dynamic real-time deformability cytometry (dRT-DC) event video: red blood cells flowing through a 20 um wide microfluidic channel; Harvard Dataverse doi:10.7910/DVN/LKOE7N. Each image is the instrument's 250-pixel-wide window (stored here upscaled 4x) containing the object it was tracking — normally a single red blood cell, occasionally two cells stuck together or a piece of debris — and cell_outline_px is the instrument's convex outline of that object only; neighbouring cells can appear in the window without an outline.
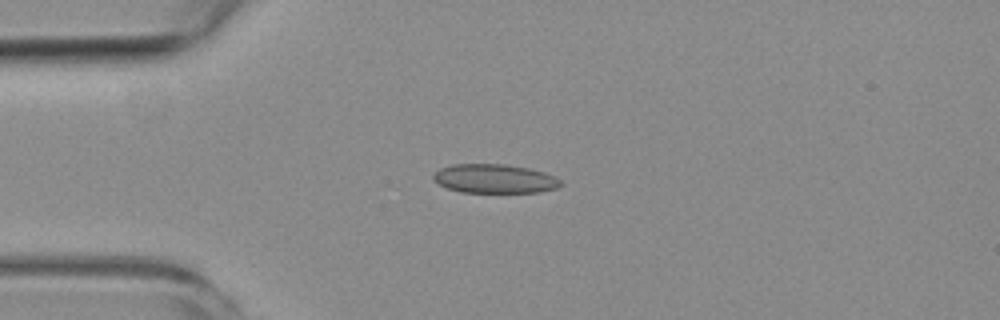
{"species": "common noctule bat (a hibernating species)", "species_latin": "Nyctalus noctula", "temperature_condition": "room temperature", "stored_images_in_passage": 8, "camera_frame_rate_fps": 3000, "um_per_image_px": 0.085, "animal": {"sex": "female", "body_mass_g": 19.3, "forearm_length_mm": 54.1}, "frame": {"image": 1, "passage_image": 3, "time_ms": 3.333, "image_size_px": [1000, 320], "cell_outline_px": [[564, 184], [556, 188], [540, 192], [460, 192], [448, 188], [432, 180], [432, 176], [440, 168], [452, 164], [504, 164], [528, 168], [544, 172], [560, 180]], "centroid_in_image_um": [42.03, 15.19], "position_along_channel_um": 43.0, "area_um2": 21.44}}
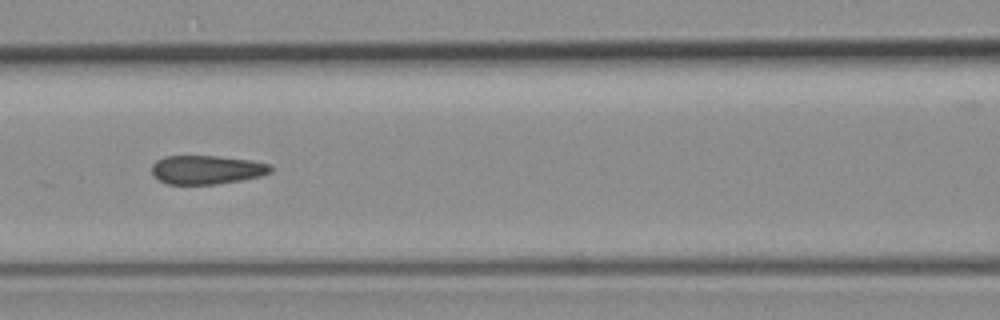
{"frame": {"image": 2, "passage_image": 6, "time_ms": 6.667, "image_size_px": [1000, 320], "cell_outline_px": [[272, 172], [260, 176], [240, 180], [216, 184], [168, 184], [152, 176], [152, 164], [156, 160], [164, 156], [216, 156], [252, 160], [272, 164]], "centroid_in_image_um": [17.57, 14.42], "position_along_channel_um": 149.0, "area_um2": 20.06}}
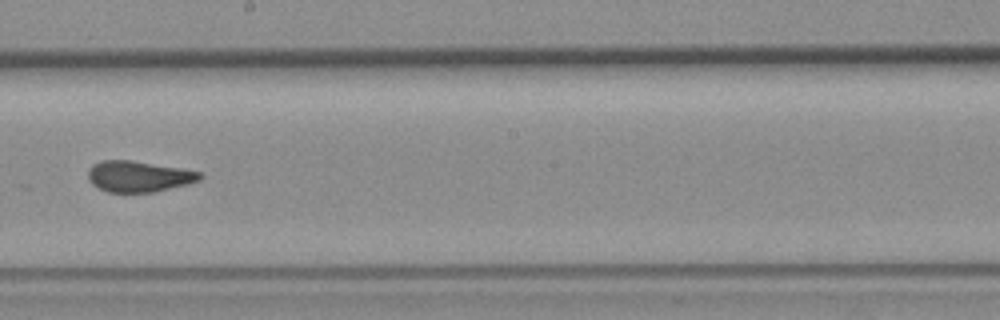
{"frame": {"image": 3, "passage_image": 8, "time_ms": 9.0, "image_size_px": [1000, 320], "cell_outline_px": [[204, 176], [200, 180], [188, 184], [156, 192], [108, 192], [92, 184], [88, 180], [88, 168], [92, 164], [100, 160], [132, 160], [180, 168], [200, 172]], "centroid_in_image_um": [11.78, 14.99], "position_along_channel_um": 236.4, "area_um2": 20.35}}